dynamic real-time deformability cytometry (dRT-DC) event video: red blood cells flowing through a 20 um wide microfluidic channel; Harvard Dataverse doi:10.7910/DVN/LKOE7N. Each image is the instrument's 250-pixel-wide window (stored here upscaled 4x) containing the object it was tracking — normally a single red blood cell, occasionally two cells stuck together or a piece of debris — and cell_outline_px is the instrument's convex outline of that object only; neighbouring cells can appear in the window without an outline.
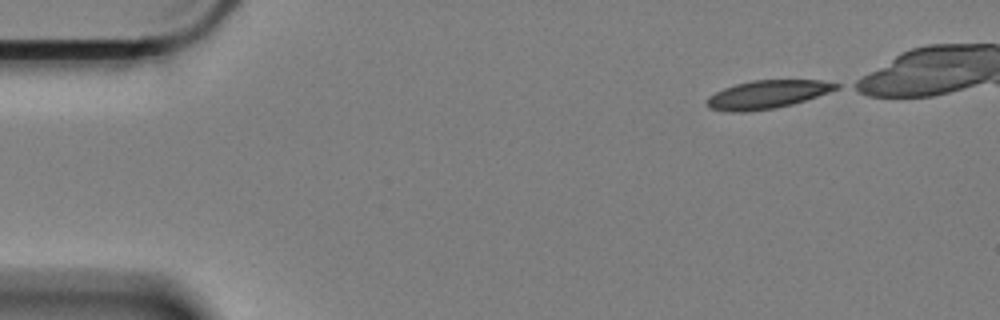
{"species": "Egyptian fruit bat (a non-hibernating species)", "species_latin": "Rousettus aegyptiacus", "temperature_condition": "cold", "stored_images_in_passage": 8, "camera_frame_rate_fps": 3000, "um_per_image_px": 0.085, "animal": {"sex": "female"}, "frame": {"image": 1, "passage_image": 1, "time_ms": 0.0, "image_size_px": [1000, 320], "cell_outline_px": [[840, 88], [792, 104], [776, 108], [744, 112], [732, 112], [708, 108], [708, 96], [724, 88], [736, 84], [752, 80], [820, 80], [840, 84]], "centroid_in_image_um": [65.21, 8.02], "position_along_channel_um": 19.8, "area_um2": 21.04}}